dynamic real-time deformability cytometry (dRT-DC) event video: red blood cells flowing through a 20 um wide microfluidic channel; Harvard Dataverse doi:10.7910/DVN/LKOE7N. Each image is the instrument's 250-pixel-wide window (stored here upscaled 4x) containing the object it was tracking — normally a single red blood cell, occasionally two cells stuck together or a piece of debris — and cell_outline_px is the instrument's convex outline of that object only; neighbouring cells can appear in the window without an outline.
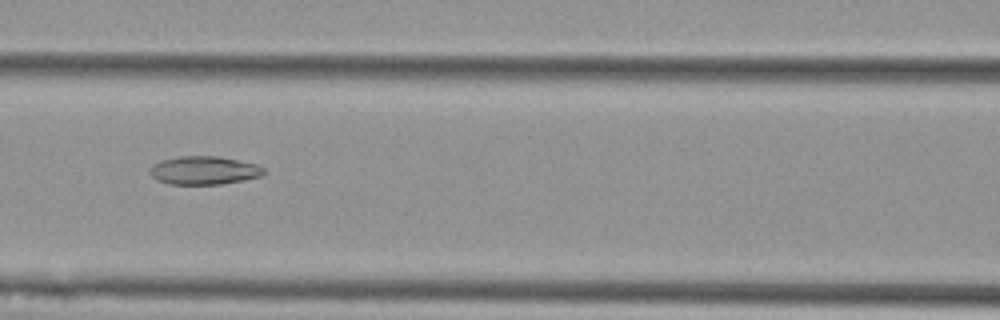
{"species": "Egyptian fruit bat (a non-hibernating species)", "species_latin": "Rousettus aegyptiacus", "temperature_condition": "cold", "stored_images_in_passage": 10, "camera_frame_rate_fps": 3000, "um_per_image_px": 0.085, "animal": {"sex": "female"}, "frame": {"image": 1, "passage_image": 7, "time_ms": 2.0, "image_size_px": [1000, 320], "cell_outline_px": [[268, 172], [260, 176], [244, 180], [220, 184], [168, 184], [156, 180], [148, 172], [148, 168], [152, 164], [160, 160], [180, 156], [220, 156], [256, 164], [264, 168]], "centroid_in_image_um": [17.31, 14.48], "position_along_channel_um": 149.3, "area_um2": 19.07}}
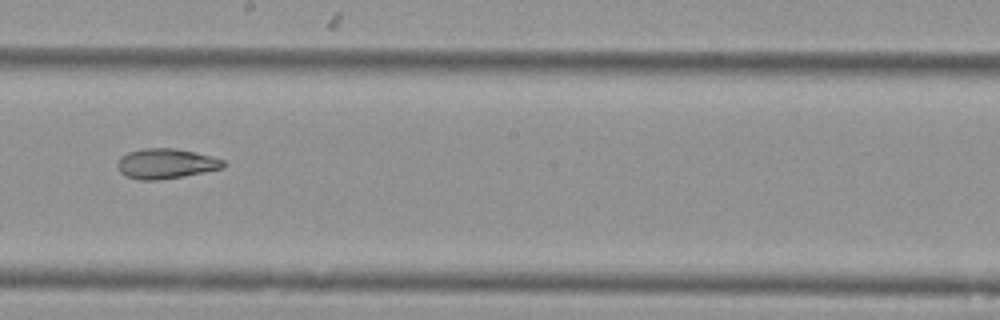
{"frame": {"image": 2, "passage_image": 9, "time_ms": 2.667, "image_size_px": [1000, 320], "cell_outline_px": [[228, 164], [224, 168], [184, 176], [160, 180], [140, 180], [124, 176], [120, 172], [116, 164], [120, 156], [128, 152], [144, 148], [172, 148], [196, 152], [224, 160]], "centroid_in_image_um": [14.1, 13.91], "position_along_channel_um": 234.1, "area_um2": 18.79}}
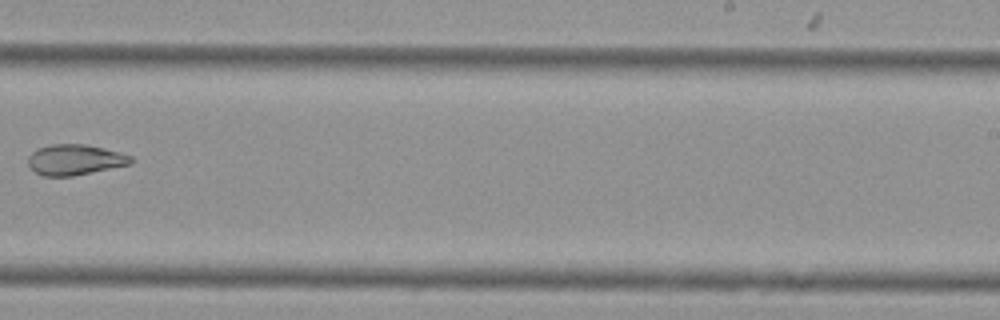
{"frame": {"image": 3, "passage_image": 10, "time_ms": 3.0, "image_size_px": [1000, 320], "cell_outline_px": [[136, 160], [132, 164], [72, 176], [44, 176], [36, 172], [28, 164], [28, 156], [36, 148], [52, 144], [84, 144], [104, 148], [132, 156]], "centroid_in_image_um": [6.39, 13.57], "position_along_channel_um": 282.6, "area_um2": 18.38}}